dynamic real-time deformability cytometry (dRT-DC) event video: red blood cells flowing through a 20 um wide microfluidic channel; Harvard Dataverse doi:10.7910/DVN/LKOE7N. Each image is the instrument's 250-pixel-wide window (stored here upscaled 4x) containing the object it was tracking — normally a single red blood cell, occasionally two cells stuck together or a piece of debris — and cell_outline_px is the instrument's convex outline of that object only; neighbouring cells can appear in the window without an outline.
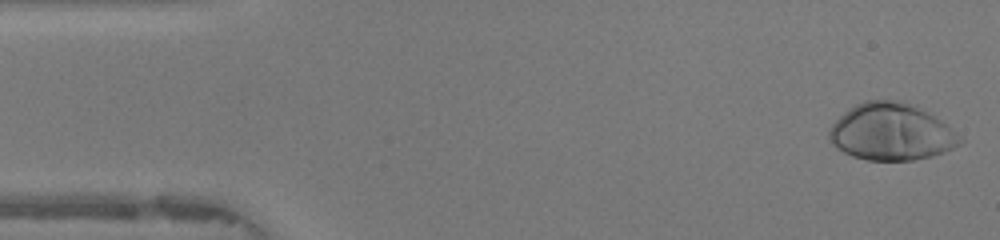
{"species": "human", "species_latin": "Homo sapiens", "temperature_condition": "warm", "stored_images_in_passage": 47, "camera_frame_rate_fps": 3000, "um_per_image_px": 0.085, "donor": {"sex": "female"}, "frame": {"image": 1, "passage_image": 1, "time_ms": 0.0, "image_size_px": [1000, 240], "cell_outline_px": [[964, 140], [960, 144], [952, 148], [932, 156], [912, 160], [868, 160], [852, 156], [836, 148], [828, 140], [828, 132], [832, 124], [844, 112], [856, 104], [864, 100], [900, 100], [916, 104], [952, 128]], "centroid_in_image_um": [75.75, 11.2], "position_along_channel_um": 9.3, "area_um2": 43.58}}
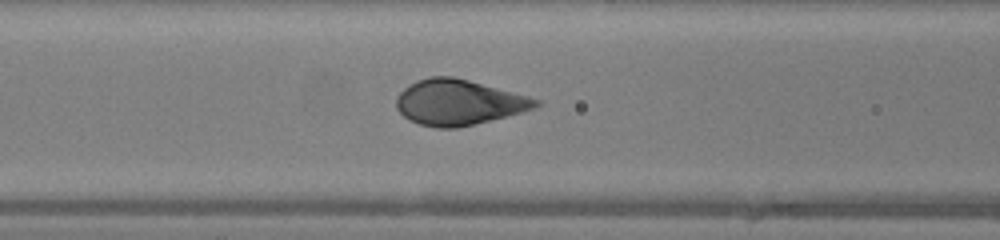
{"frame": {"image": 2, "passage_image": 18, "time_ms": 5.667, "image_size_px": [1000, 240], "cell_outline_px": [[540, 104], [536, 108], [456, 128], [436, 128], [420, 124], [408, 120], [396, 108], [396, 96], [404, 88], [416, 80], [428, 76], [452, 76], [468, 80], [528, 96], [540, 100]], "centroid_in_image_um": [38.93, 8.69], "position_along_channel_um": 127.7, "area_um2": 36.59}}
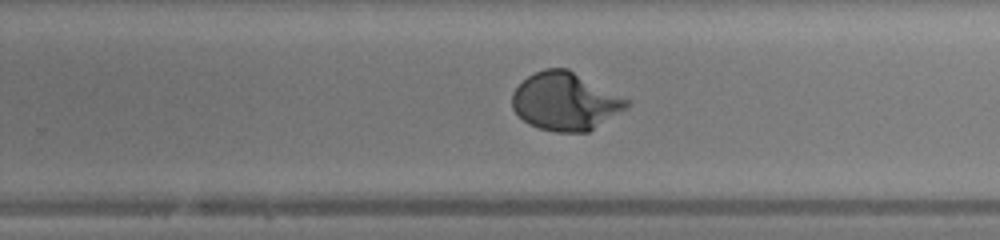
{"frame": {"image": 3, "passage_image": 29, "time_ms": 9.333, "image_size_px": [1000, 240], "cell_outline_px": [[628, 108], [588, 132], [556, 132], [540, 128], [528, 124], [512, 108], [512, 92], [528, 76], [544, 68], [568, 68], [628, 100]], "centroid_in_image_um": [48.04, 8.62], "position_along_channel_um": 281.8, "area_um2": 38.32}, "authors_computed_cell_mechanics": {"area_um2": 38.4948, "velocity_mm_per_s": 4.2198, "shape_relaxation_time_tau1_ms": 2.9436, "shape_relaxation_time_tau2_ms": null, "deformation_change_tau1": 0.2245, "deformation_change_tau2": null}}